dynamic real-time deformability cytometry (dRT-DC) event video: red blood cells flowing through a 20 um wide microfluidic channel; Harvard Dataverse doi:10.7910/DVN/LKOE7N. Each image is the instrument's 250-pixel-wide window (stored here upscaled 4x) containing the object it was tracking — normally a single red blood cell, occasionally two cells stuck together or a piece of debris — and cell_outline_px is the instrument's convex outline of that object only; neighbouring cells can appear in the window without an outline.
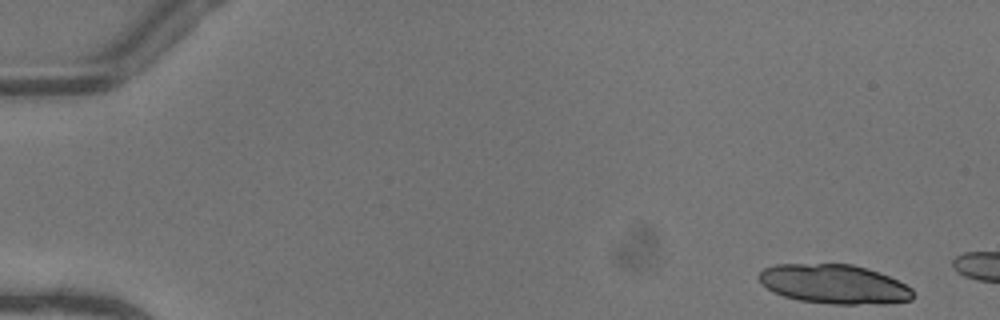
{"species": "common noctule bat (a hibernating species)", "species_latin": "Nyctalus noctula", "temperature_condition": "warm", "stored_images_in_passage": 6, "camera_frame_rate_fps": 3000, "um_per_image_px": 0.085, "animal": {"sex": "female"}, "frame": {"image": 1, "passage_image": 1, "time_ms": 0.0, "image_size_px": [1000, 320], "cell_outline_px": [[912, 300], [884, 304], [832, 304], [800, 300], [784, 296], [772, 292], [760, 284], [760, 272], [764, 268], [776, 264], [852, 264], [868, 268], [880, 272], [912, 288]], "centroid_in_image_um": [70.89, 24.15], "position_along_channel_um": 14.1, "area_um2": 35.32}}